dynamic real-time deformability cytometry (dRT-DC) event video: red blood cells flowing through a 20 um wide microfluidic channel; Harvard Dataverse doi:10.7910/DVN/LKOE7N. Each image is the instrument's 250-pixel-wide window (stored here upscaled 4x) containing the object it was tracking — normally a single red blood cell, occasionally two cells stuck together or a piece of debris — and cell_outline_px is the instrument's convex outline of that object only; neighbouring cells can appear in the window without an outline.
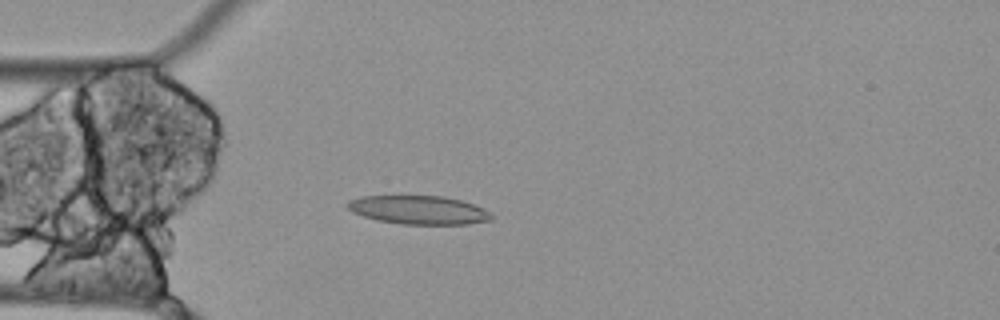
{"species": "Egyptian fruit bat (a non-hibernating species)", "species_latin": "Rousettus aegyptiacus", "temperature_condition": "cold", "stored_images_in_passage": 42, "camera_frame_rate_fps": 3000, "um_per_image_px": 0.085, "animal": {"sex": "female"}, "frame": {"image": 1, "passage_image": 1, "time_ms": 0.0, "image_size_px": [1000, 320], "cell_outline_px": [[492, 220], [468, 224], [400, 224], [376, 220], [352, 212], [344, 204], [348, 200], [360, 196], [444, 196], [460, 200], [472, 204], [488, 212], [492, 216]], "centroid_in_image_um": [35.52, 17.84], "position_along_channel_um": 49.5, "area_um2": 23.93}}
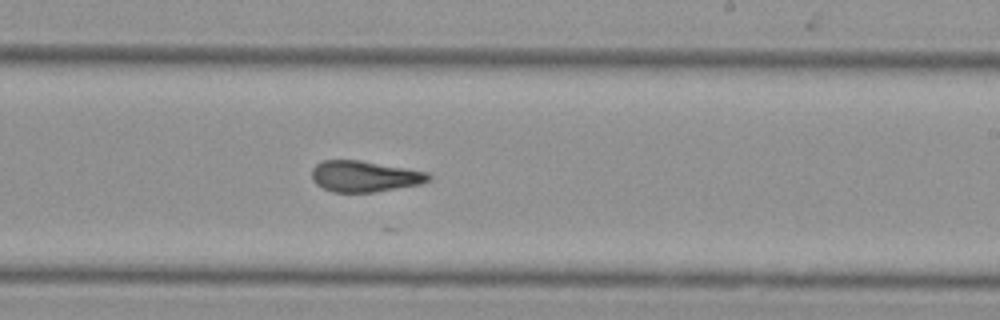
{"frame": {"image": 2, "passage_image": 19, "time_ms": 6.0, "image_size_px": [1000, 320], "cell_outline_px": [[432, 180], [420, 184], [376, 192], [332, 192], [316, 184], [312, 180], [312, 168], [316, 164], [324, 160], [360, 160], [428, 172], [432, 176]], "centroid_in_image_um": [31.0, 14.99], "position_along_channel_um": 258.0, "area_um2": 21.21}}
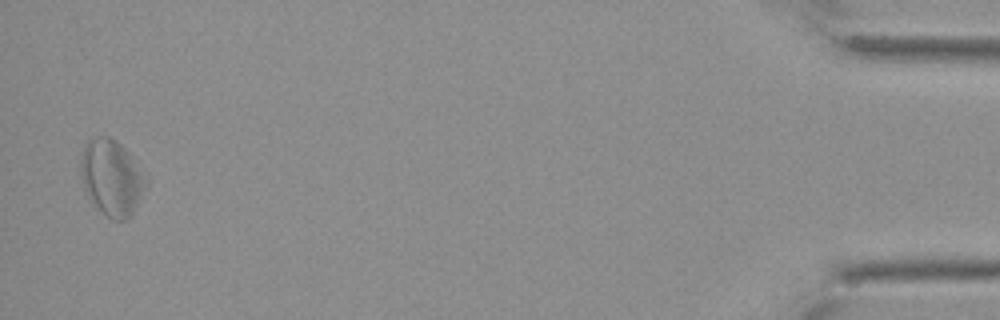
{"frame": {"image": 3, "passage_image": 41, "time_ms": 13.333, "image_size_px": [1000, 320], "cell_outline_px": [[148, 180], [136, 208], [128, 220], [112, 220], [88, 196], [84, 188], [80, 172], [80, 160], [84, 144], [88, 140], [96, 136], [108, 136], [116, 140], [128, 152], [148, 176]], "centroid_in_image_um": [9.5, 15.07], "position_along_channel_um": 425.7, "area_um2": 28.84}}